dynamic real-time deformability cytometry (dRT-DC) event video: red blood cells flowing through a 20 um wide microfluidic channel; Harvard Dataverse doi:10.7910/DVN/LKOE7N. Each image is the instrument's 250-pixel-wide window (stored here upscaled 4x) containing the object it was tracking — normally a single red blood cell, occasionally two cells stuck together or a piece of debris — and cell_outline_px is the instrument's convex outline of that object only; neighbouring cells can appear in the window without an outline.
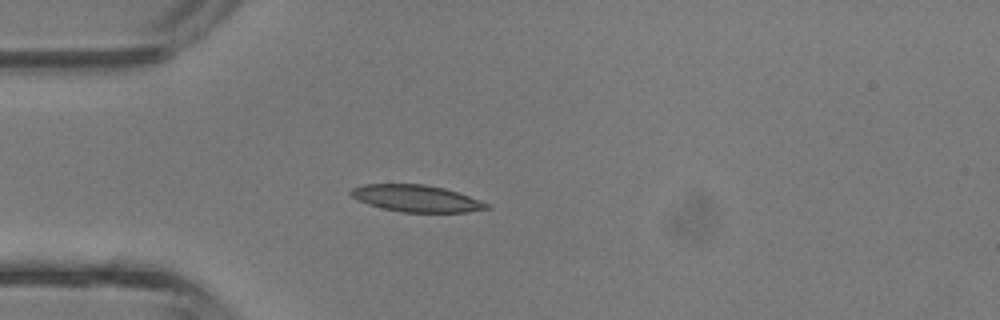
{"species": "common noctule bat (a hibernating species)", "species_latin": "Nyctalus noctula", "temperature_condition": "room temperature", "stored_images_in_passage": 1, "camera_frame_rate_fps": 3000, "um_per_image_px": 0.085, "animal": {"sex": "male", "body_mass_g": 13.3}, "frame": {"image": 1, "passage_image": 1, "time_ms": 0.0, "image_size_px": [1000, 320], "cell_outline_px": [[492, 208], [468, 212], [400, 212], [368, 204], [356, 200], [348, 192], [352, 188], [364, 184], [424, 184], [444, 188], [480, 200], [488, 204]], "centroid_in_image_um": [35.37, 16.86], "position_along_channel_um": 49.6, "area_um2": 21.15}}